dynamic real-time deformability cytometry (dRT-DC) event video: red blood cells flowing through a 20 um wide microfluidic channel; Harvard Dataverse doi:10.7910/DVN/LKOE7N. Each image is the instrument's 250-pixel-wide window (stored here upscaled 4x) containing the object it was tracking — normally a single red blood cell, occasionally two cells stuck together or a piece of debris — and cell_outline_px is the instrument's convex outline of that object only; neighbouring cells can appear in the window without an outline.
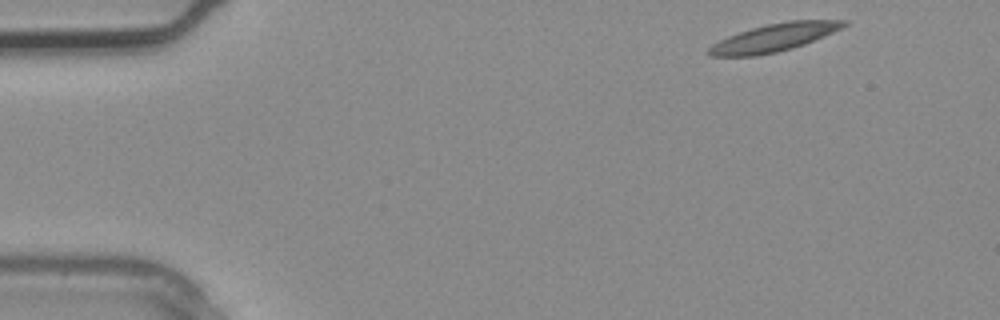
{"species": "common noctule bat (a hibernating species)", "species_latin": "Nyctalus noctula", "temperature_condition": "warm", "stored_images_in_passage": 3, "camera_frame_rate_fps": 3000, "um_per_image_px": 0.085, "animal": {"sex": "male", "body_mass_g": 20.4}, "frame": {"image": 1, "passage_image": 1, "time_ms": 0.0, "image_size_px": [1000, 320], "cell_outline_px": [[848, 24], [824, 36], [804, 44], [792, 48], [776, 52], [756, 56], [712, 56], [704, 52], [712, 44], [728, 36], [752, 28], [768, 24], [788, 20], [848, 20]], "centroid_in_image_um": [65.77, 3.2], "position_along_channel_um": 19.2, "area_um2": 21.68}}
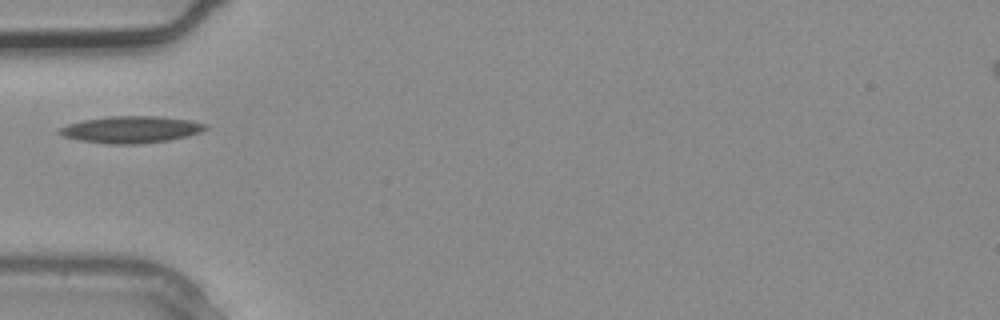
{"frame": {"image": 2, "passage_image": 3, "time_ms": 0.667, "image_size_px": [1000, 320], "cell_outline_px": [[208, 128], [200, 132], [188, 136], [168, 140], [140, 144], [108, 144], [80, 140], [64, 136], [56, 132], [56, 128], [68, 124], [84, 120], [108, 116], [156, 116], [188, 120], [208, 124]], "centroid_in_image_um": [11.12, 11.01], "position_along_channel_um": 73.9, "area_um2": 22.89}}